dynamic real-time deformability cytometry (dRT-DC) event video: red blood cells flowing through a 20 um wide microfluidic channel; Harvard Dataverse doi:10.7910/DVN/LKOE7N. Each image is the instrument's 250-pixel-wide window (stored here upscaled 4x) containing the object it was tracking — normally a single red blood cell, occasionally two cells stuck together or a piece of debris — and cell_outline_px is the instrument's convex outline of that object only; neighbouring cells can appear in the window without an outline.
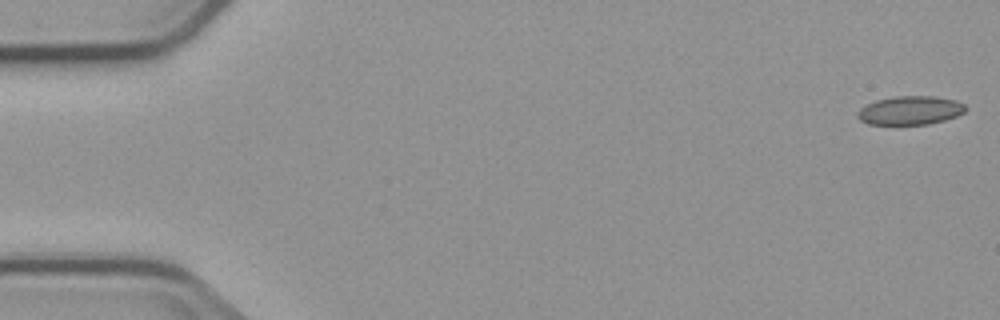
{"species": "common noctule bat (a hibernating species)", "species_latin": "Nyctalus noctula", "temperature_condition": "cold", "stored_images_in_passage": 5, "camera_frame_rate_fps": 3000, "um_per_image_px": 0.085, "animal": {"sex": "male", "body_mass_g": 23.1, "forearm_length_mm": 52.7}, "frame": {"image": 1, "passage_image": 1, "time_ms": 0.0, "image_size_px": [1000, 320], "cell_outline_px": [[968, 108], [964, 112], [956, 116], [944, 120], [928, 124], [868, 124], [860, 120], [856, 116], [856, 112], [860, 108], [876, 100], [896, 96], [932, 96], [956, 100], [964, 104]], "centroid_in_image_um": [77.36, 9.38], "position_along_channel_um": 7.6, "area_um2": 18.03}}
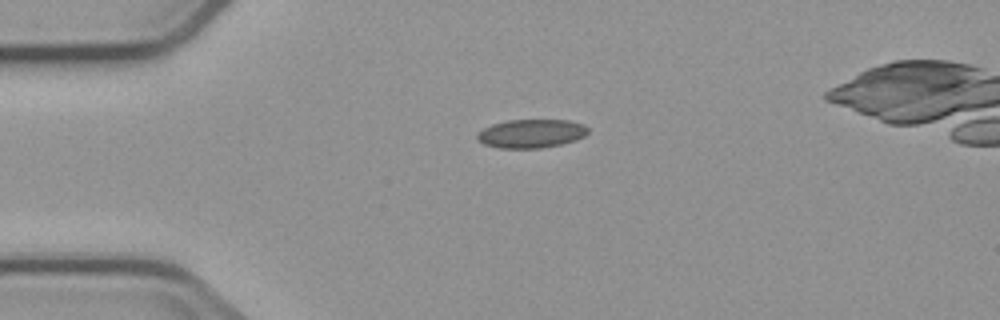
{"frame": {"image": 2, "passage_image": 4, "time_ms": 4.0, "image_size_px": [1000, 320], "cell_outline_px": [[588, 132], [584, 136], [576, 140], [560, 144], [540, 148], [500, 148], [484, 144], [476, 136], [476, 132], [492, 124], [508, 120], [568, 120], [584, 124], [588, 128]], "centroid_in_image_um": [45.16, 11.34], "position_along_channel_um": 39.8, "area_um2": 18.44}}